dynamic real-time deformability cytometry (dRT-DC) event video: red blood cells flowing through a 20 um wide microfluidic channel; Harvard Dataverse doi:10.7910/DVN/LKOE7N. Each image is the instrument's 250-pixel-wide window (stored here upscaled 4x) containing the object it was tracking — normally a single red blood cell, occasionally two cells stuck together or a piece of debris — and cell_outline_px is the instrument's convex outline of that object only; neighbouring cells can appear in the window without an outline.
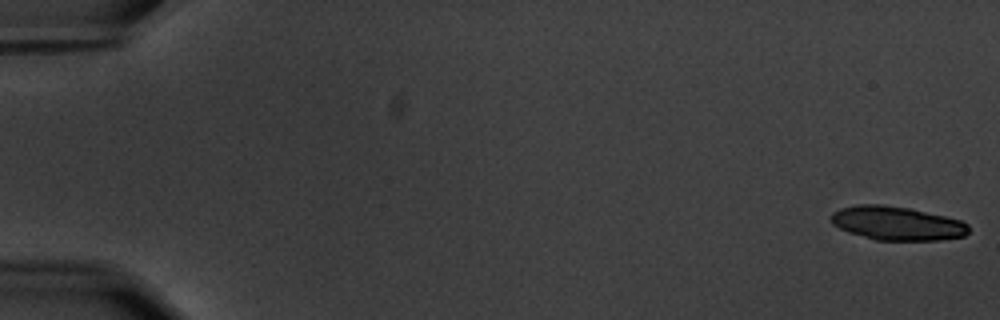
{"species": "common noctule bat (a hibernating species)", "species_latin": "Nyctalus noctula", "temperature_condition": "warm", "stored_images_in_passage": 58, "camera_frame_rate_fps": 3000, "um_per_image_px": 0.085, "animal": {"sex": "male", "body_mass_g": 20.1, "forearm_length_mm": 53.5}, "frame": {"image": 1, "passage_image": 1, "time_ms": 0.0, "image_size_px": [1000, 320], "cell_outline_px": [[968, 232], [964, 236], [940, 240], [876, 240], [848, 232], [832, 224], [832, 212], [840, 208], [856, 204], [884, 204], [908, 208], [944, 216], [960, 220], [968, 224]], "centroid_in_image_um": [76.22, 18.97], "position_along_channel_um": 8.8, "area_um2": 26.99}}
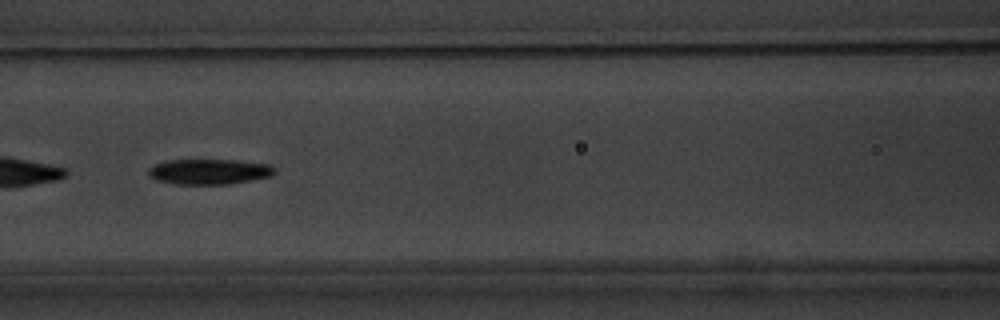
{"frame": {"image": 2, "passage_image": 27, "time_ms": 8.667, "image_size_px": [1000, 320], "cell_outline_px": [[276, 172], [272, 176], [228, 184], [176, 184], [156, 180], [148, 176], [148, 168], [164, 160], [236, 160], [272, 164], [276, 168]], "centroid_in_image_um": [17.8, 14.58], "position_along_channel_um": 148.8, "area_um2": 18.84}, "authors_computed_cell_mechanics": {"area_um2": 19.3341, "velocity_mm_per_s": 3.5638, "shape_relaxation_time_tau1_ms": 3.5969, "shape_relaxation_time_tau2_ms": null, "deformation_change_tau1": 0.1616, "deformation_change_tau2": null}}